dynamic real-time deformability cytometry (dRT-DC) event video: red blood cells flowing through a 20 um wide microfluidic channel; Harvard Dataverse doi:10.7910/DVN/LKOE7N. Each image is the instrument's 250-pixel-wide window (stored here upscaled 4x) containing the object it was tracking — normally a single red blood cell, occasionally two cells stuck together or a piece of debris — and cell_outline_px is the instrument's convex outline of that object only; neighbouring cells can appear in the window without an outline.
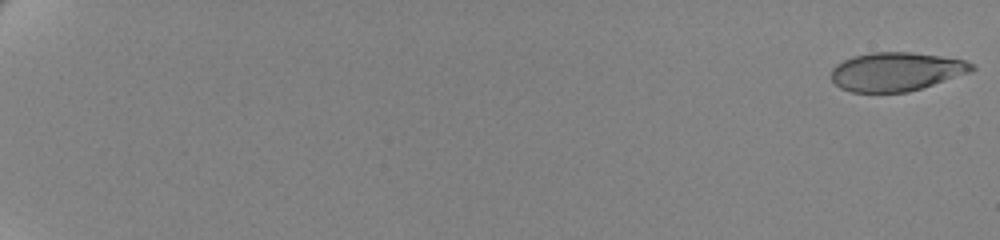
{"species": "human", "species_latin": "Homo sapiens", "temperature_condition": "cold", "stored_images_in_passage": 62, "camera_frame_rate_fps": 3000, "um_per_image_px": 0.085, "donor": {"sex": "female"}, "frame": {"image": 1, "passage_image": 1, "time_ms": 0.0, "image_size_px": [1000, 240], "cell_outline_px": [[976, 68], [972, 72], [908, 92], [852, 92], [840, 88], [832, 80], [832, 68], [836, 64], [844, 60], [856, 56], [872, 52], [912, 52], [940, 56], [964, 60], [972, 64]], "centroid_in_image_um": [76.19, 6.09], "position_along_channel_um": 8.8, "area_um2": 31.56}}
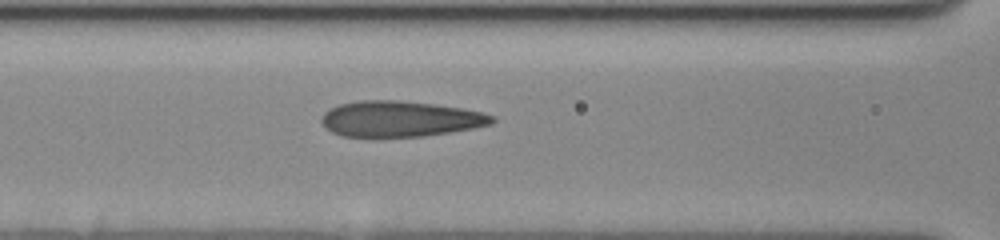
{"frame": {"image": 2, "passage_image": 31, "time_ms": 10.0, "image_size_px": [1000, 240], "cell_outline_px": [[496, 120], [492, 124], [472, 128], [448, 132], [420, 136], [340, 136], [332, 132], [320, 120], [324, 112], [328, 108], [340, 104], [360, 100], [400, 100], [432, 104], [460, 108], [480, 112], [496, 116]], "centroid_in_image_um": [33.99, 10.09], "position_along_channel_um": 132.6, "area_um2": 35.2}}
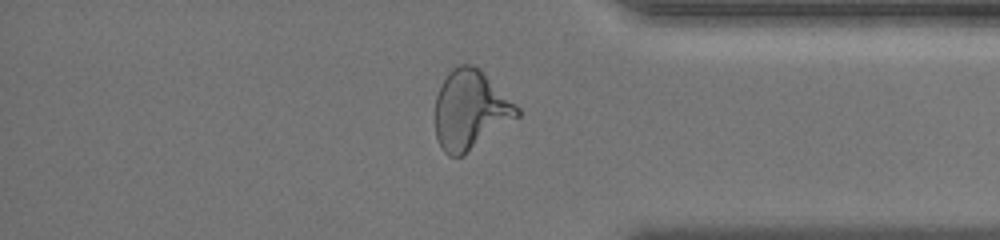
{"frame": {"image": 3, "passage_image": 54, "time_ms": 17.667, "image_size_px": [1000, 240], "cell_outline_px": [[520, 116], [464, 156], [448, 156], [444, 152], [436, 136], [436, 96], [448, 72], [456, 64], [472, 64], [480, 68], [520, 108]], "centroid_in_image_um": [40.0, 9.35], "position_along_channel_um": 395.2, "area_um2": 37.97}, "authors_computed_cell_mechanics": {"area_um2": 34.7667, "velocity_mm_per_s": 3.4981, "shape_relaxation_time_tau1_ms": 5.7251, "shape_relaxation_time_tau2_ms": 0.9437, "deformation_change_tau1": 0.2126, "deformation_change_tau2": 0.0922}}